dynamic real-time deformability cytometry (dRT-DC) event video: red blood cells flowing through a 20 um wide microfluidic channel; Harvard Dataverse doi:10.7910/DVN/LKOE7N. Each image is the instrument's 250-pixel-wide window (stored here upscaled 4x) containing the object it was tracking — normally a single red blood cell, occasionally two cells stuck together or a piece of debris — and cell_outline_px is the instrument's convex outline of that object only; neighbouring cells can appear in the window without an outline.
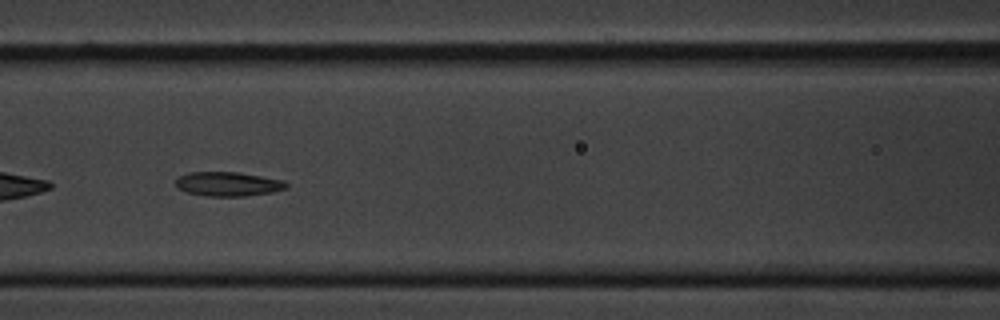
{"species": "common noctule bat (a hibernating species)", "species_latin": "Nyctalus noctula", "temperature_condition": "cold", "stored_images_in_passage": 43, "camera_frame_rate_fps": 3000, "um_per_image_px": 0.085, "animal": {"sex": "male", "body_mass_g": 20.1, "forearm_length_mm": 53.5}, "frame": {"image": 1, "passage_image": 9, "time_ms": 2.667, "image_size_px": [1000, 320], "cell_outline_px": [[288, 188], [272, 192], [244, 196], [208, 196], [184, 192], [176, 188], [176, 180], [180, 176], [188, 172], [236, 172], [284, 180], [288, 184]], "centroid_in_image_um": [19.37, 15.64], "position_along_channel_um": 147.2, "area_um2": 15.66}}
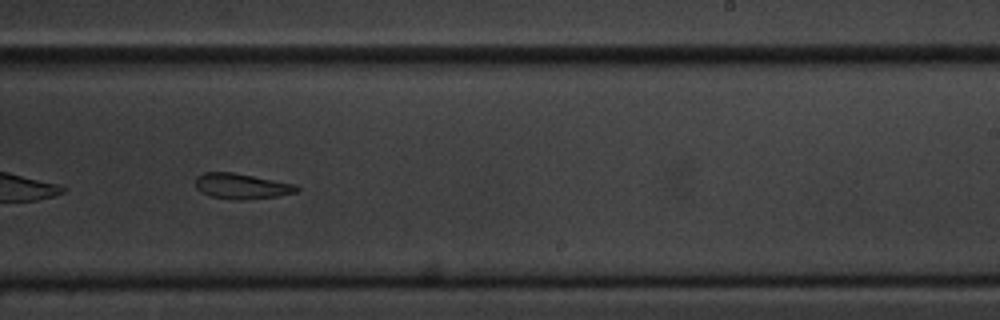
{"frame": {"image": 2, "passage_image": 20, "time_ms": 6.333, "image_size_px": [1000, 320], "cell_outline_px": [[300, 188], [296, 192], [276, 196], [240, 200], [232, 200], [212, 196], [200, 192], [196, 188], [196, 176], [204, 172], [232, 172], [296, 184]], "centroid_in_image_um": [20.51, 15.82], "position_along_channel_um": 268.5, "area_um2": 14.97}}
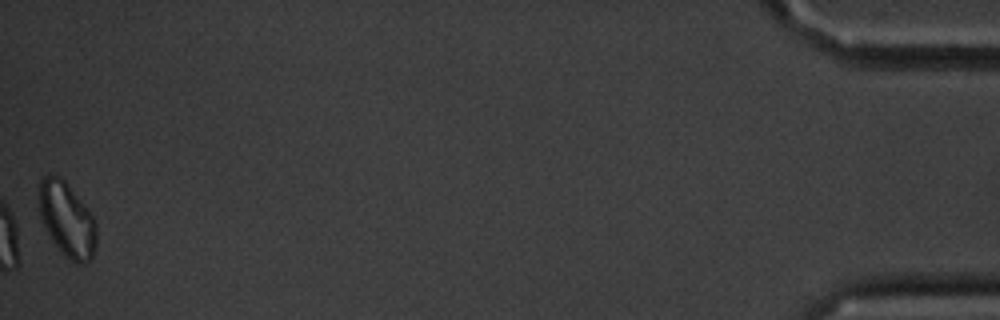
{"frame": {"image": 3, "passage_image": 43, "time_ms": 14.0, "image_size_px": [1000, 320], "cell_outline_px": [[96, 244], [92, 256], [84, 264], [76, 264], [68, 260], [64, 256], [48, 236], [40, 220], [36, 196], [40, 176], [60, 176], [68, 184], [92, 216], [96, 224]], "centroid_in_image_um": [5.62, 18.66], "position_along_channel_um": 429.6, "area_um2": 25.49}, "authors_computed_cell_mechanics": {"area_um2": 16.0106, "velocity_mm_per_s": 3.3155, "shape_relaxation_time_tau1_ms": 5.3476, "shape_relaxation_time_tau2_ms": null, "deformation_change_tau1": 0.1394, "deformation_change_tau2": null}}